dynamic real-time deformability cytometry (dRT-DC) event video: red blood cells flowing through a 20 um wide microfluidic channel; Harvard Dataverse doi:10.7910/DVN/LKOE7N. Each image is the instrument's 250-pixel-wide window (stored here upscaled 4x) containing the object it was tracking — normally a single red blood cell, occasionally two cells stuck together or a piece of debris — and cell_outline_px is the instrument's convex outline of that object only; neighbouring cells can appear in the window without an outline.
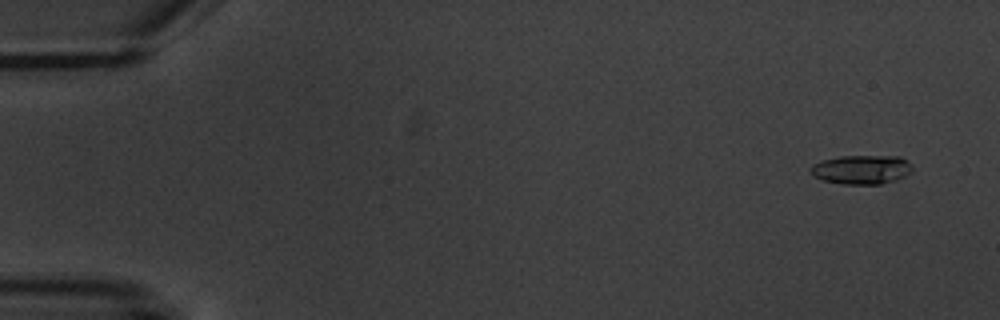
{"species": "common noctule bat (a hibernating species)", "species_latin": "Nyctalus noctula", "temperature_condition": "warm", "stored_images_in_passage": 7, "camera_frame_rate_fps": 3000, "um_per_image_px": 0.085, "animal": {"sex": "male", "body_mass_g": 20.1, "forearm_length_mm": 53.5}, "frame": {"image": 1, "passage_image": 2, "time_ms": 1.0, "image_size_px": [1000, 320], "cell_outline_px": [[912, 172], [896, 180], [880, 184], [840, 184], [820, 180], [812, 172], [812, 164], [820, 160], [840, 156], [900, 156], [912, 168]], "centroid_in_image_um": [73.21, 14.41], "position_along_channel_um": 11.8, "area_um2": 17.17}}
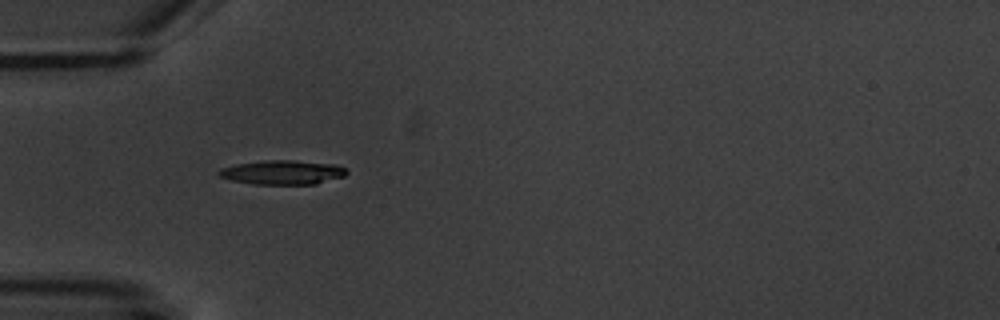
{"frame": {"image": 2, "passage_image": 6, "time_ms": 6.0, "image_size_px": [1000, 320], "cell_outline_px": [[348, 172], [344, 176], [316, 184], [252, 184], [232, 180], [216, 176], [216, 172], [220, 168], [236, 164], [264, 160], [292, 160], [336, 164], [348, 168]], "centroid_in_image_um": [24.0, 14.64], "position_along_channel_um": 61.0, "area_um2": 18.26}}